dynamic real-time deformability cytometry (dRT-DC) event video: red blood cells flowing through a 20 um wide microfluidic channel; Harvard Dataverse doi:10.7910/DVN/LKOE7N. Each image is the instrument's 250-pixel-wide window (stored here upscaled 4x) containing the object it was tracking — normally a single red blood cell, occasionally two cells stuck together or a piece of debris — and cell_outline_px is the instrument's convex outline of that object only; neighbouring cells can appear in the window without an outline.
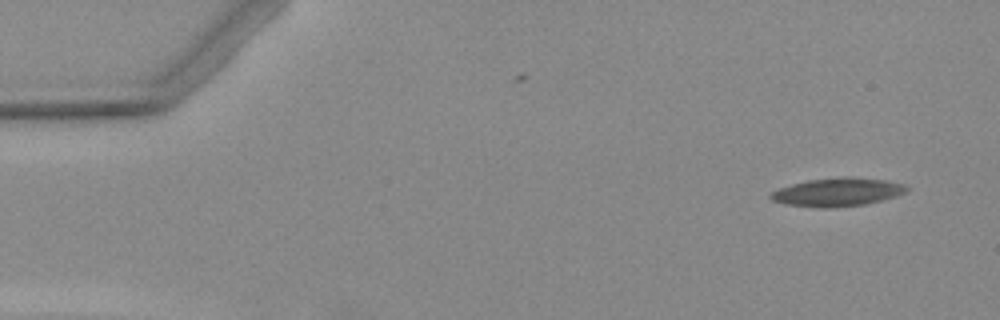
{"species": "Egyptian fruit bat (a non-hibernating species)", "species_latin": "Rousettus aegyptiacus", "temperature_condition": "warm", "stored_images_in_passage": 3, "camera_frame_rate_fps": 3000, "um_per_image_px": 0.085, "animal": {"sex": "female"}, "frame": {"image": 1, "passage_image": 1, "time_ms": 0.0, "image_size_px": [1000, 320], "cell_outline_px": [[908, 192], [896, 196], [864, 204], [828, 208], [824, 208], [788, 204], [772, 200], [768, 196], [772, 192], [780, 188], [792, 184], [808, 180], [844, 176], [848, 176], [884, 180], [904, 184], [908, 188]], "centroid_in_image_um": [71.2, 16.32], "position_along_channel_um": 13.8, "area_um2": 22.2}}
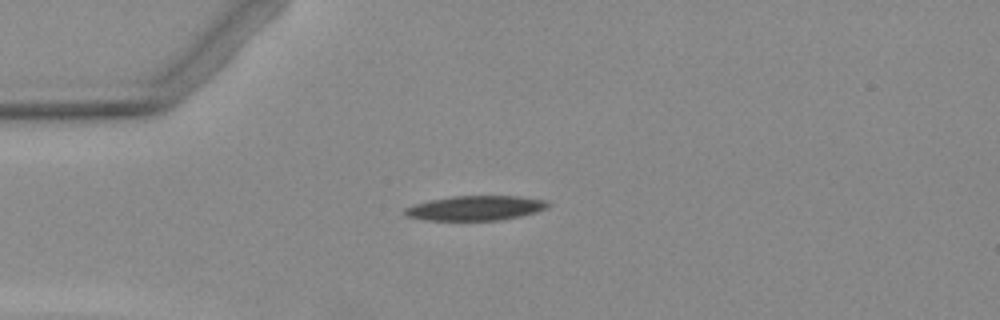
{"frame": {"image": 2, "passage_image": 3, "time_ms": 3.333, "image_size_px": [1000, 320], "cell_outline_px": [[548, 208], [536, 212], [520, 216], [500, 220], [428, 220], [408, 216], [404, 212], [404, 208], [416, 204], [432, 200], [452, 196], [516, 196], [544, 200], [548, 204]], "centroid_in_image_um": [40.43, 17.69], "position_along_channel_um": 44.6, "area_um2": 20.23}}